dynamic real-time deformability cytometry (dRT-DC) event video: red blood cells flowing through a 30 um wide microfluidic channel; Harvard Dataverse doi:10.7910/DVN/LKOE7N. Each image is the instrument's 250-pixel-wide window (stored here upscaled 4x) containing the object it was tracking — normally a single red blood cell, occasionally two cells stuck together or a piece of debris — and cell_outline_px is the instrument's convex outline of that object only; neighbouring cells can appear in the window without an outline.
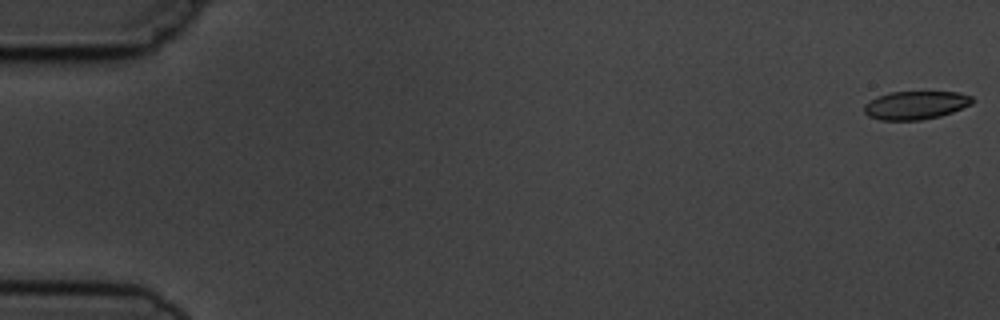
{"species": "common noctule bat (a hibernating species)", "species_latin": "Nyctalus noctula", "temperature_condition": "cold", "stored_images_in_passage": 6, "camera_frame_rate_fps": 3000, "um_per_image_px": 0.085, "animal": {"sex": "male", "body_mass_g": 19.5, "forearm_length_mm": 54.6}, "frame": {"image": 1, "passage_image": 1, "time_ms": 0.0, "image_size_px": [1000, 320], "cell_outline_px": [[976, 100], [972, 104], [952, 112], [940, 116], [920, 120], [880, 120], [868, 116], [864, 112], [864, 104], [880, 96], [892, 92], [960, 92], [972, 96]], "centroid_in_image_um": [77.87, 8.94], "position_along_channel_um": 7.1, "area_um2": 17.8}}
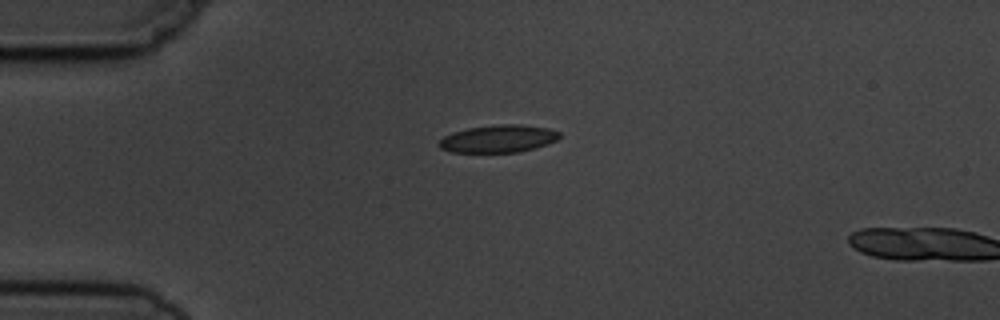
{"frame": {"image": 2, "passage_image": 5, "time_ms": 4.333, "image_size_px": [1000, 320], "cell_outline_px": [[560, 136], [556, 140], [548, 144], [536, 148], [520, 152], [452, 152], [440, 148], [440, 140], [444, 136], [452, 132], [468, 128], [500, 124], [520, 124], [548, 128], [560, 132]], "centroid_in_image_um": [42.39, 11.79], "position_along_channel_um": 42.6, "area_um2": 19.31}}